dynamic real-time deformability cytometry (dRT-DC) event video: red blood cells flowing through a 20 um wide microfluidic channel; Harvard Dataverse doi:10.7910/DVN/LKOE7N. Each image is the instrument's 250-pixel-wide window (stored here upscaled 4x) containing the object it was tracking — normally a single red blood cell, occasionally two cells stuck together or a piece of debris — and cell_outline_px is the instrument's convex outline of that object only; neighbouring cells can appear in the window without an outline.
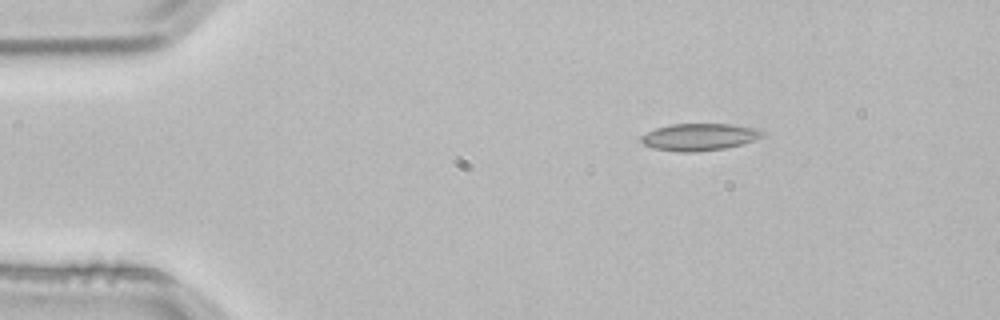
{"species": "common noctule bat (a hibernating species)", "species_latin": "Nyctalus noctula", "temperature_condition": "room temperature", "stored_images_in_passage": 3, "camera_frame_rate_fps": 3000, "um_per_image_px": 0.085, "animal": {"sex": "male", "body_mass_g": 21.5, "forearm_length_mm": 52.0}, "frame": {"image": 1, "passage_image": 2, "time_ms": 0.333, "image_size_px": [1000, 320], "cell_outline_px": [[768, 132], [764, 136], [756, 140], [724, 148], [696, 152], [676, 152], [652, 148], [644, 144], [640, 140], [640, 136], [656, 128], [668, 124], [732, 124], [756, 128]], "centroid_in_image_um": [59.46, 11.64], "position_along_channel_um": 25.5, "area_um2": 19.36}}